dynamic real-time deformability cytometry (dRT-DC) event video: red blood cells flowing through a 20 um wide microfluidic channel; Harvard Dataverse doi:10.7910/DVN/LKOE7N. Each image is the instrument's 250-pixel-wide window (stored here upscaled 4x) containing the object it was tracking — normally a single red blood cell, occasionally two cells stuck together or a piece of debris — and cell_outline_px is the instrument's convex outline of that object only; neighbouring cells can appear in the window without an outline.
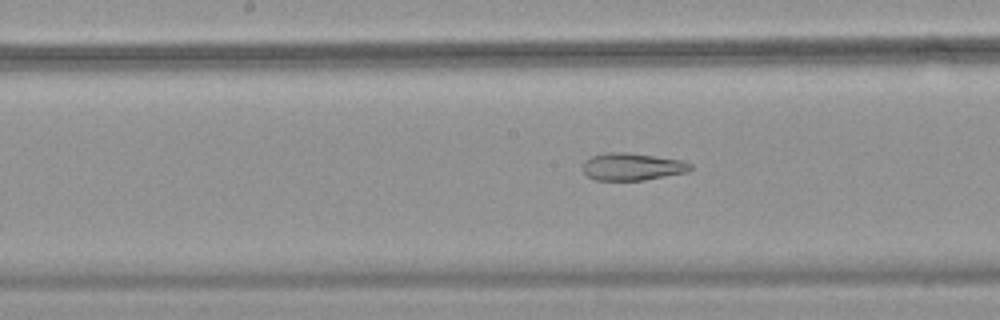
{"species": "common noctule bat (a hibernating species)", "species_latin": "Nyctalus noctula", "temperature_condition": "warm", "stored_images_in_passage": 55, "camera_frame_rate_fps": 3000, "um_per_image_px": 0.085, "animal": {"sex": "female", "body_mass_g": 18.4}, "frame": {"image": 1, "passage_image": 29, "time_ms": 9.333, "image_size_px": [1000, 320], "cell_outline_px": [[692, 168], [688, 172], [644, 180], [596, 180], [588, 176], [584, 172], [584, 160], [592, 156], [604, 152], [624, 152], [656, 156], [684, 160], [692, 164]], "centroid_in_image_um": [53.77, 14.16], "position_along_channel_um": 194.4, "area_um2": 17.22}}
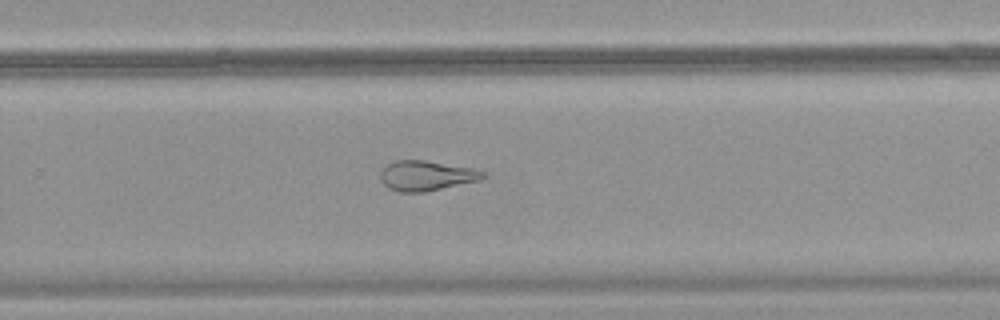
{"frame": {"image": 2, "passage_image": 37, "time_ms": 12.0, "image_size_px": [1000, 320], "cell_outline_px": [[484, 176], [480, 180], [424, 192], [400, 192], [388, 188], [380, 180], [380, 172], [388, 164], [396, 160], [424, 160], [472, 168], [484, 172]], "centroid_in_image_um": [36.2, 14.93], "position_along_channel_um": 293.6, "area_um2": 17.74}}
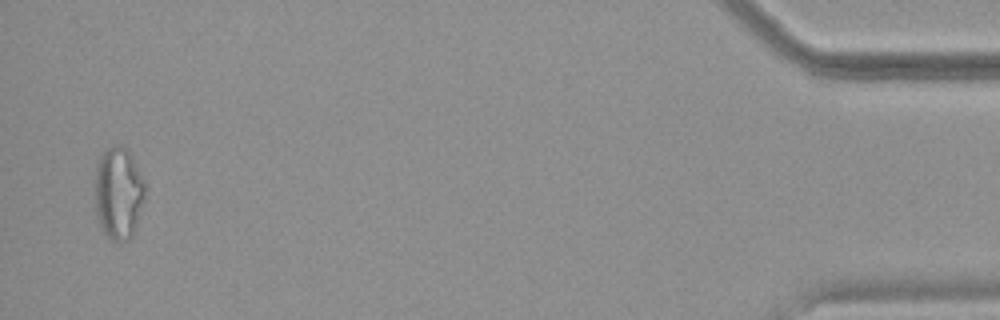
{"frame": {"image": 3, "passage_image": 54, "time_ms": 17.667, "image_size_px": [1000, 320], "cell_outline_px": [[144, 196], [136, 224], [132, 236], [128, 240], [112, 240], [100, 228], [96, 212], [96, 164], [100, 156], [112, 144], [124, 144], [128, 148], [144, 180]], "centroid_in_image_um": [10.06, 16.36], "position_along_channel_um": 425.1, "area_um2": 26.76}, "authors_computed_cell_mechanics": {"area_um2": 23.698, "velocity_mm_per_s": 3.7269, "shape_relaxation_time_tau1_ms": null, "shape_relaxation_time_tau2_ms": 2.4088, "deformation_change_tau1": null, "deformation_change_tau2": 0.1155}}